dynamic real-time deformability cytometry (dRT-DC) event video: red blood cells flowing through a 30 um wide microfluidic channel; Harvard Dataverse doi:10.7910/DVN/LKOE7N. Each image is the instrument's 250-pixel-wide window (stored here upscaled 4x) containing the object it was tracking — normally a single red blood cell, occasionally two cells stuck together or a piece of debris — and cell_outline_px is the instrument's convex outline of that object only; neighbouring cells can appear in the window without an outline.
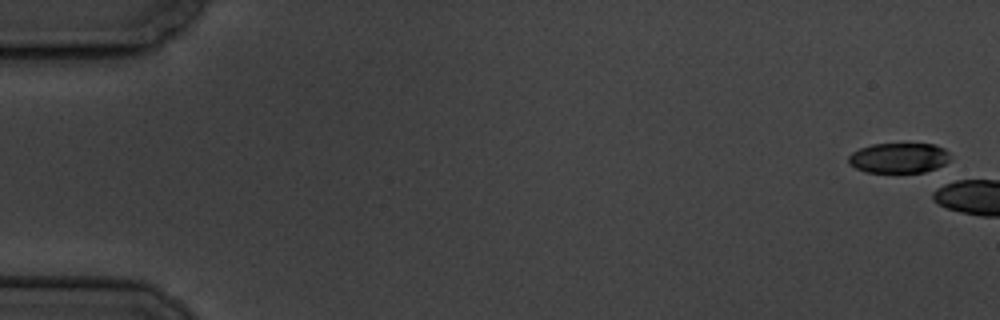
{"species": "common noctule bat (a hibernating species)", "species_latin": "Nyctalus noctula", "temperature_condition": "cold", "stored_images_in_passage": 3, "camera_frame_rate_fps": 3000, "um_per_image_px": 0.085, "animal": {"sex": "male", "body_mass_g": 19.5, "forearm_length_mm": 54.6}, "frame": {"image": 1, "passage_image": 1, "time_ms": 0.0, "image_size_px": [1000, 320], "cell_outline_px": [[948, 160], [944, 164], [936, 168], [924, 172], [864, 172], [848, 164], [848, 156], [852, 152], [860, 148], [872, 144], [936, 144], [944, 148], [948, 152]], "centroid_in_image_um": [76.36, 13.42], "position_along_channel_um": 8.6, "area_um2": 17.86}}